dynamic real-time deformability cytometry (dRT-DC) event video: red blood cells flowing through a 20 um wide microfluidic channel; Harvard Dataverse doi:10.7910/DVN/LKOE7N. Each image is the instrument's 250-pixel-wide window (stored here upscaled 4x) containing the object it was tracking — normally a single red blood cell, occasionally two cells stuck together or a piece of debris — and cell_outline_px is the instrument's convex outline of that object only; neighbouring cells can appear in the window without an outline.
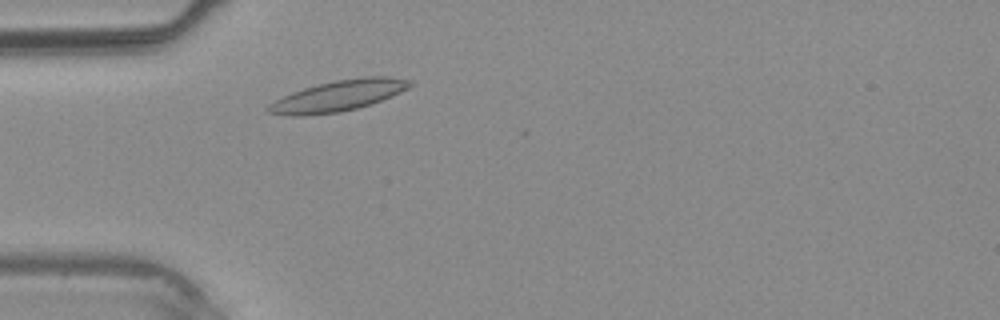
{"species": "common noctule bat (a hibernating species)", "species_latin": "Nyctalus noctula", "temperature_condition": "warm", "stored_images_in_passage": 5, "camera_frame_rate_fps": 3000, "um_per_image_px": 0.085, "animal": {"sex": "male", "body_mass_g": 20.4}, "frame": {"image": 1, "passage_image": 2, "time_ms": 0.333, "image_size_px": [1000, 320], "cell_outline_px": [[412, 84], [408, 88], [400, 92], [380, 100], [356, 108], [340, 112], [304, 116], [288, 116], [268, 112], [264, 108], [268, 104], [292, 92], [304, 88], [336, 80], [364, 76], [388, 76], [412, 80]], "centroid_in_image_um": [28.72, 8.14], "position_along_channel_um": 56.3, "area_um2": 25.26}}